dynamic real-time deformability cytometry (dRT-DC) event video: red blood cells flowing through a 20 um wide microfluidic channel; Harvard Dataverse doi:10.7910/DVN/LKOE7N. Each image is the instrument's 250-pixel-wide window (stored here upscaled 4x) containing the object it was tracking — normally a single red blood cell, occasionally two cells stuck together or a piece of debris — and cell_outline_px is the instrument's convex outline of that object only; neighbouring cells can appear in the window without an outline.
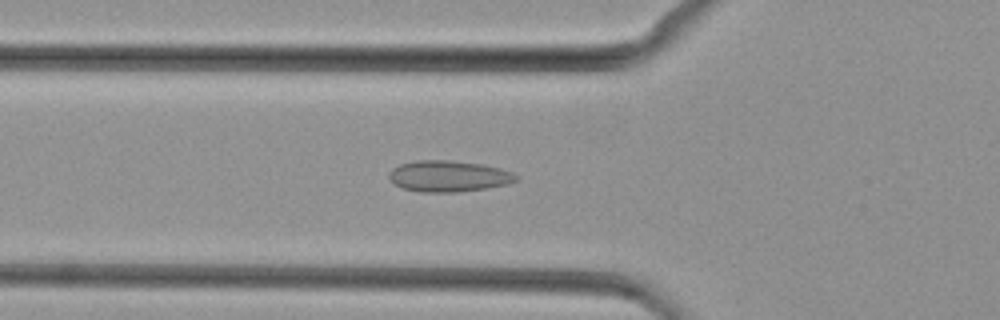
{"species": "common noctule bat (a hibernating species)", "species_latin": "Nyctalus noctula", "temperature_condition": "cold", "stored_images_in_passage": 31, "camera_frame_rate_fps": 3000, "um_per_image_px": 0.085, "animal": {"sex": "female", "body_mass_g": 29.2, "forearm_length_mm": 56.3}, "frame": {"image": 1, "passage_image": 3, "time_ms": 0.667, "image_size_px": [1000, 320], "cell_outline_px": [[520, 176], [516, 180], [508, 184], [488, 188], [460, 192], [420, 192], [400, 188], [388, 176], [388, 172], [392, 168], [400, 164], [416, 160], [448, 160], [484, 164], [500, 168], [512, 172]], "centroid_in_image_um": [38.14, 14.97], "position_along_channel_um": 87.7, "area_um2": 23.35}}
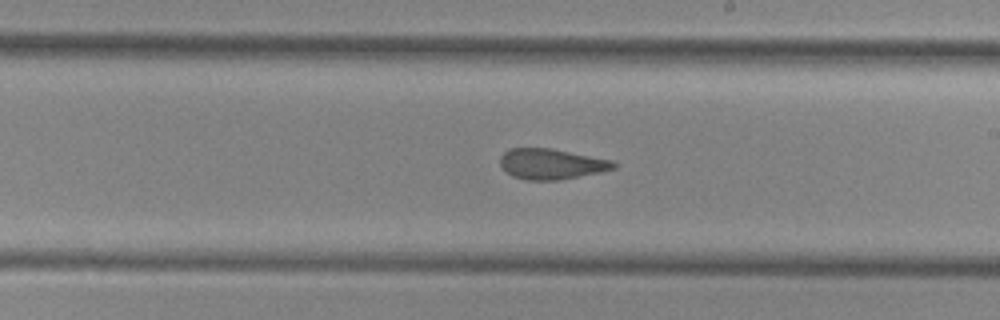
{"frame": {"image": 2, "passage_image": 14, "time_ms": 4.333, "image_size_px": [1000, 320], "cell_outline_px": [[616, 168], [600, 172], [560, 180], [528, 180], [512, 176], [500, 164], [500, 156], [508, 148], [552, 148], [612, 160], [616, 164]], "centroid_in_image_um": [46.86, 13.93], "position_along_channel_um": 242.1, "area_um2": 20.17}}
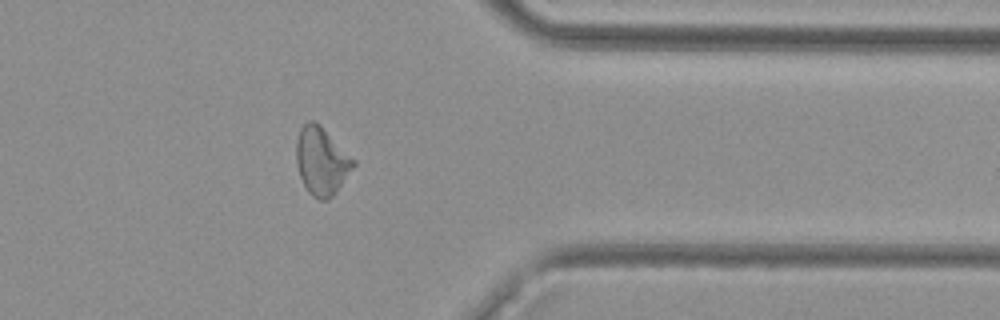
{"frame": {"image": 3, "passage_image": 25, "time_ms": 8.0, "image_size_px": [1000, 320], "cell_outline_px": [[356, 164], [336, 192], [328, 200], [320, 200], [312, 196], [308, 192], [300, 176], [296, 164], [296, 140], [300, 128], [308, 120], [312, 120], [320, 124], [356, 160]], "centroid_in_image_um": [27.33, 13.68], "position_along_channel_um": 384.1, "area_um2": 22.72}}